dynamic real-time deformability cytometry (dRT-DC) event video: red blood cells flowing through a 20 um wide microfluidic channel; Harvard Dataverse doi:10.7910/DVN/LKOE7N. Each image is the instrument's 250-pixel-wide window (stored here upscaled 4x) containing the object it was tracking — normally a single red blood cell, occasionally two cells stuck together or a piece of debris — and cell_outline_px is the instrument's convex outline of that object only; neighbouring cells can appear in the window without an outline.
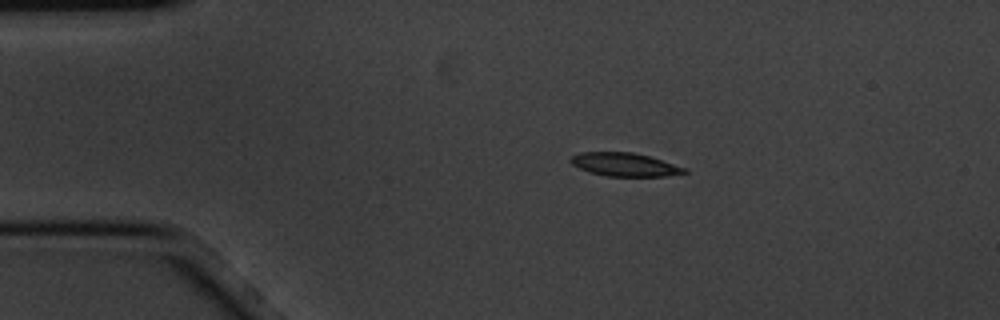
{"species": "common noctule bat (a hibernating species)", "species_latin": "Nyctalus noctula", "temperature_condition": "cold", "stored_images_in_passage": 2, "camera_frame_rate_fps": 3000, "um_per_image_px": 0.085, "animal": {"sex": "male", "body_mass_g": 20.1, "forearm_length_mm": 53.5}, "frame": {"image": 1, "passage_image": 1, "time_ms": 0.0, "image_size_px": [1000, 320], "cell_outline_px": [[688, 172], [664, 176], [608, 176], [588, 172], [572, 164], [568, 160], [572, 156], [580, 152], [632, 152], [648, 156], [688, 168]], "centroid_in_image_um": [53.08, 13.98], "position_along_channel_um": 31.9, "area_um2": 15.43}}